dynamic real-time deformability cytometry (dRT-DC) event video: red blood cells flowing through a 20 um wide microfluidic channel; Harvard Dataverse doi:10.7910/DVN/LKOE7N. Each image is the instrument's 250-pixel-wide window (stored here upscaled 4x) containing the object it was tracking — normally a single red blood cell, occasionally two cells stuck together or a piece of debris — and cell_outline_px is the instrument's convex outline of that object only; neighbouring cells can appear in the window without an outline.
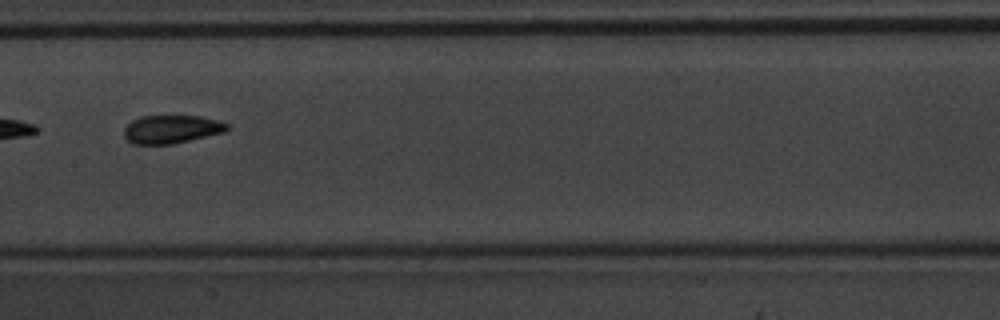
{"species": "common noctule bat (a hibernating species)", "species_latin": "Nyctalus noctula", "temperature_condition": "warm", "stored_images_in_passage": 8, "camera_frame_rate_fps": 3000, "um_per_image_px": 0.085, "animal": {"sex": "male", "body_mass_g": 20.1, "forearm_length_mm": 53.5}, "frame": {"image": 1, "passage_image": 7, "time_ms": 2.0, "image_size_px": [1000, 320], "cell_outline_px": [[228, 128], [224, 132], [172, 144], [132, 144], [124, 136], [124, 128], [132, 120], [140, 116], [200, 116], [216, 120], [228, 124]], "centroid_in_image_um": [14.54, 10.98], "position_along_channel_um": 192.9, "area_um2": 16.82}}
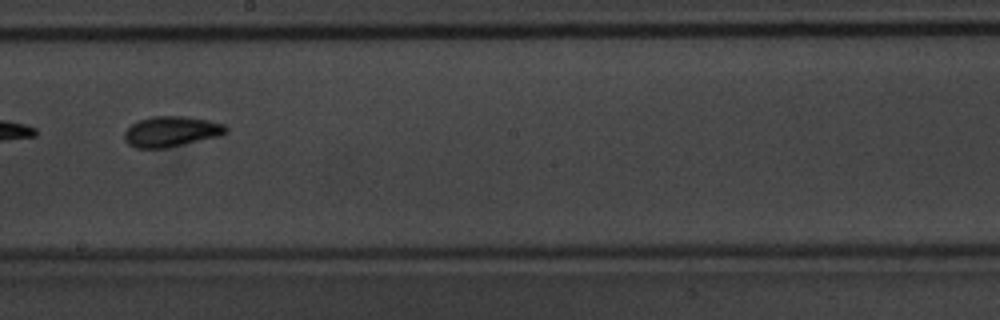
{"frame": {"image": 2, "passage_image": 8, "time_ms": 2.333, "image_size_px": [1000, 320], "cell_outline_px": [[228, 132], [220, 136], [164, 148], [136, 148], [128, 144], [124, 140], [124, 132], [132, 124], [140, 120], [152, 116], [188, 116], [208, 120], [224, 124], [228, 128]], "centroid_in_image_um": [14.57, 11.17], "position_along_channel_um": 233.6, "area_um2": 18.03}}